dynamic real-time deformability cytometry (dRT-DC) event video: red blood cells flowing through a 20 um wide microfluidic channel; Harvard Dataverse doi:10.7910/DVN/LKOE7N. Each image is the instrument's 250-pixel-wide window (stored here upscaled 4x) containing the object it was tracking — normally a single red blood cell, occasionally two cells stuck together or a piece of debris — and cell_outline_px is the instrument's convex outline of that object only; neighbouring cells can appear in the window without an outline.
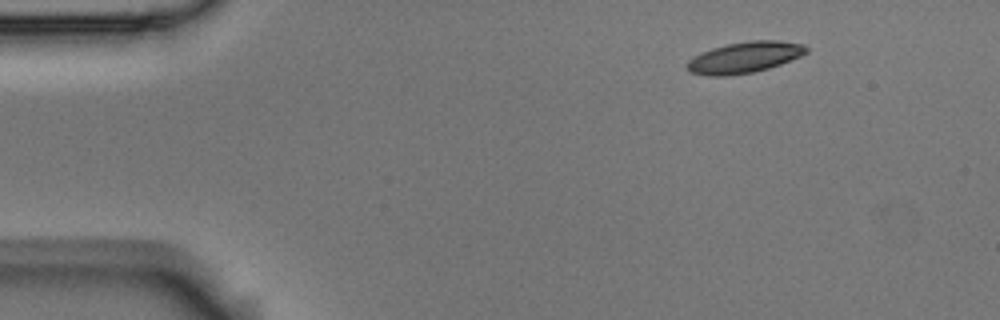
{"species": "Egyptian fruit bat (a non-hibernating species)", "species_latin": "Rousettus aegyptiacus", "temperature_condition": "room temperature", "stored_images_in_passage": 10, "camera_frame_rate_fps": 3000, "um_per_image_px": 0.085, "animal": {"sex": "male"}, "frame": {"image": 1, "passage_image": 1, "time_ms": 0.0, "image_size_px": [1000, 320], "cell_outline_px": [[808, 52], [800, 56], [780, 64], [768, 68], [752, 72], [728, 76], [708, 76], [688, 72], [684, 64], [692, 56], [700, 52], [712, 48], [728, 44], [748, 40], [776, 40], [804, 44], [808, 48]], "centroid_in_image_um": [63.22, 4.88], "position_along_channel_um": 21.8, "area_um2": 21.85}}
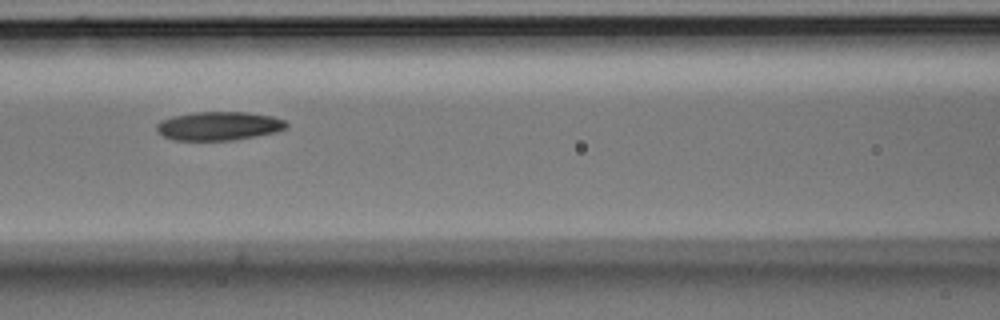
{"frame": {"image": 2, "passage_image": 6, "time_ms": 1.667, "image_size_px": [1000, 320], "cell_outline_px": [[288, 128], [276, 132], [256, 136], [232, 140], [172, 140], [164, 136], [156, 128], [156, 124], [160, 120], [172, 116], [196, 112], [248, 112], [272, 116], [284, 120], [288, 124]], "centroid_in_image_um": [18.62, 10.7], "position_along_channel_um": 148.0, "area_um2": 21.73}}
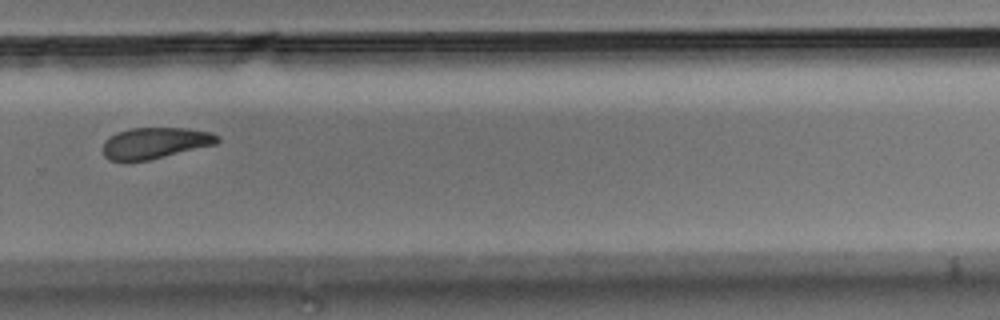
{"frame": {"image": 3, "passage_image": 10, "time_ms": 3.0, "image_size_px": [1000, 320], "cell_outline_px": [[220, 140], [216, 144], [148, 160], [124, 164], [108, 160], [104, 156], [104, 140], [108, 136], [116, 132], [128, 128], [188, 128], [212, 132], [220, 136]], "centroid_in_image_um": [13.13, 12.17], "position_along_channel_um": 316.7, "area_um2": 21.39}}